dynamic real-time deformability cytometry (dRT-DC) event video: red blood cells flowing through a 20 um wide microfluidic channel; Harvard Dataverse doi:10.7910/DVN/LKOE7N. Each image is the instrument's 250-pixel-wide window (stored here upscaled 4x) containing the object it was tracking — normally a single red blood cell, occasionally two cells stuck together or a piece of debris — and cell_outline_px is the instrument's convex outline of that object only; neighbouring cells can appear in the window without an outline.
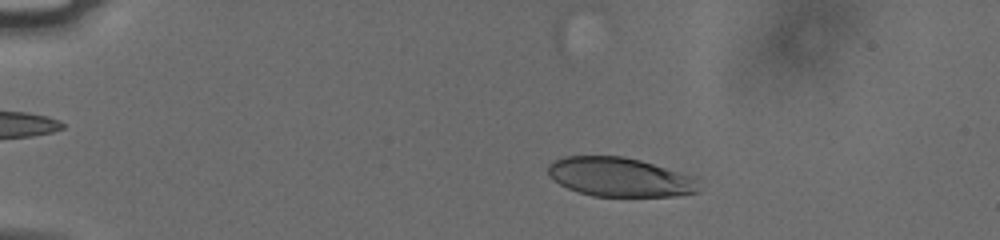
{"species": "human", "species_latin": "Homo sapiens", "temperature_condition": "cold", "stored_images_in_passage": 41, "camera_frame_rate_fps": 3000, "um_per_image_px": 0.085, "donor": {"sex": "male"}, "frame": {"image": 1, "passage_image": 2, "time_ms": 0.333, "image_size_px": [1000, 240], "cell_outline_px": [[700, 192], [676, 196], [592, 196], [568, 188], [560, 184], [548, 172], [548, 164], [552, 160], [564, 156], [624, 156], [640, 160], [692, 176], [696, 180]], "centroid_in_image_um": [52.67, 15.05], "position_along_channel_um": 32.3, "area_um2": 34.16}}
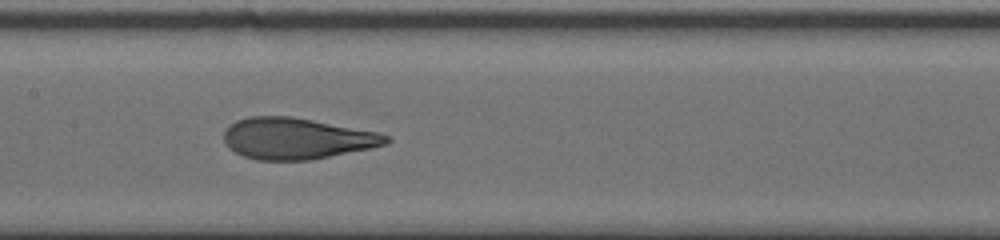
{"frame": {"image": 2, "passage_image": 20, "time_ms": 6.333, "image_size_px": [1000, 240], "cell_outline_px": [[392, 140], [388, 144], [372, 148], [312, 160], [256, 160], [244, 156], [228, 148], [224, 140], [224, 132], [236, 120], [248, 116], [288, 116], [376, 132], [388, 136]], "centroid_in_image_um": [25.21, 11.79], "position_along_channel_um": 182.2, "area_um2": 38.78}}
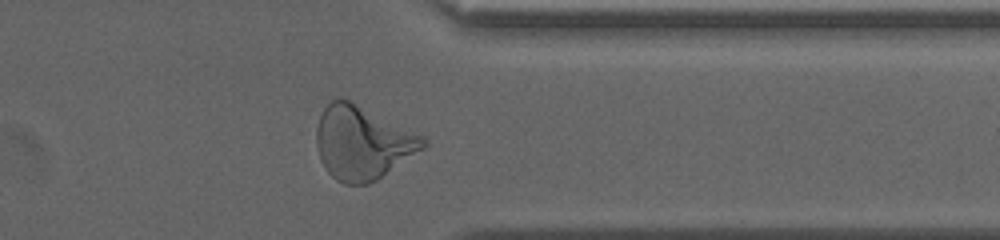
{"frame": {"image": 3, "passage_image": 36, "time_ms": 11.667, "image_size_px": [1000, 240], "cell_outline_px": [[428, 144], [424, 148], [376, 180], [368, 184], [344, 184], [336, 180], [324, 168], [320, 160], [316, 144], [316, 128], [320, 116], [324, 108], [332, 100], [340, 96], [424, 136], [428, 140]], "centroid_in_image_um": [30.79, 12.14], "position_along_channel_um": 380.6, "area_um2": 45.43}, "authors_computed_cell_mechanics": {"area_um2": 39.0728, "velocity_mm_per_s": 3.7762, "shape_relaxation_time_tau1_ms": 5.7187, "shape_relaxation_time_tau2_ms": 0.9493, "deformation_change_tau1": 0.2169, "deformation_change_tau2": 0.0978}}